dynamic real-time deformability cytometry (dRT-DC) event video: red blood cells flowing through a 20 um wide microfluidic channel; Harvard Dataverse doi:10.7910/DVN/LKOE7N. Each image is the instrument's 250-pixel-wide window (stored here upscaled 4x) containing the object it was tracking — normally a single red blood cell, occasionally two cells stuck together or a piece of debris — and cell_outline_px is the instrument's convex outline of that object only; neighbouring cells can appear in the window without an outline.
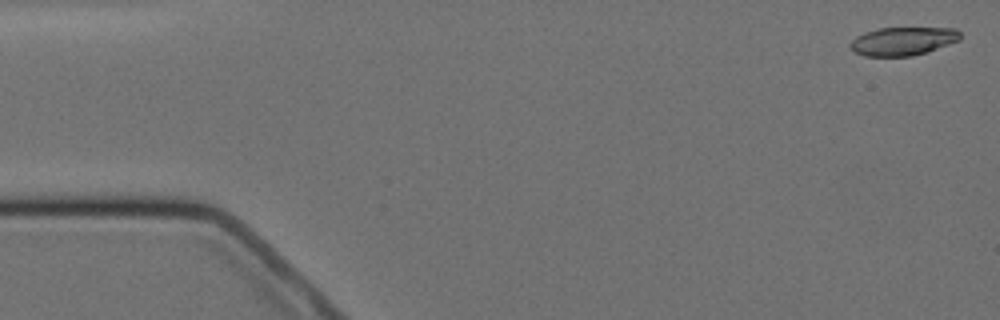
{"species": "Egyptian fruit bat (a non-hibernating species)", "species_latin": "Rousettus aegyptiacus", "temperature_condition": "cold", "stored_images_in_passage": 5, "camera_frame_rate_fps": 3000, "um_per_image_px": 0.085, "animal": {"sex": "female"}, "frame": {"image": 1, "passage_image": 1, "time_ms": 0.0, "image_size_px": [1000, 320], "cell_outline_px": [[960, 40], [928, 52], [912, 56], [864, 56], [856, 52], [848, 44], [856, 36], [864, 32], [880, 28], [956, 28], [960, 32]], "centroid_in_image_um": [76.76, 3.5], "position_along_channel_um": 8.2, "area_um2": 18.21}}